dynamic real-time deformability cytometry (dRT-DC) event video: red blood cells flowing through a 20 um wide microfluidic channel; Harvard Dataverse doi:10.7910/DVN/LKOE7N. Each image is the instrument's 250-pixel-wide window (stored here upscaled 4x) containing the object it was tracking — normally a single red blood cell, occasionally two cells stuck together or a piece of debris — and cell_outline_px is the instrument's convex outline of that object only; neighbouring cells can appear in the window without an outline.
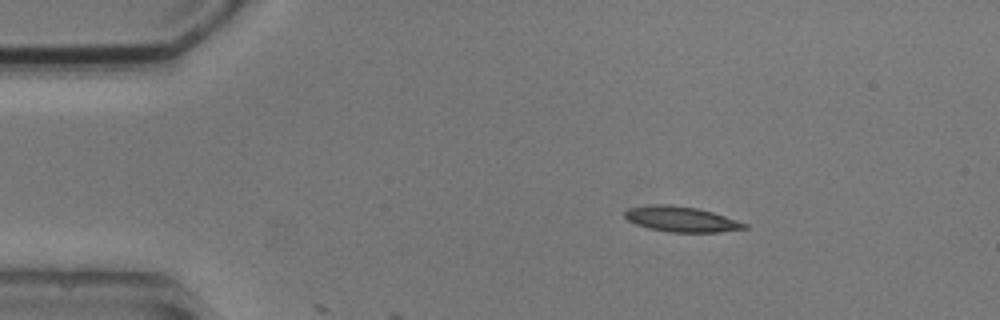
{"species": "common noctule bat (a hibernating species)", "species_latin": "Nyctalus noctula", "temperature_condition": "cold", "stored_images_in_passage": 9, "camera_frame_rate_fps": 3000, "um_per_image_px": 0.085, "animal": {"sex": "male", "body_mass_g": 20.5, "forearm_length_mm": 52.5}, "frame": {"image": 1, "passage_image": 1, "time_ms": 0.0, "image_size_px": [1000, 320], "cell_outline_px": [[748, 228], [720, 232], [668, 232], [648, 228], [636, 224], [628, 220], [624, 216], [624, 212], [628, 208], [652, 204], [672, 204], [696, 208], [712, 212], [748, 224]], "centroid_in_image_um": [57.88, 18.62], "position_along_channel_um": 27.1, "area_um2": 17.69}}